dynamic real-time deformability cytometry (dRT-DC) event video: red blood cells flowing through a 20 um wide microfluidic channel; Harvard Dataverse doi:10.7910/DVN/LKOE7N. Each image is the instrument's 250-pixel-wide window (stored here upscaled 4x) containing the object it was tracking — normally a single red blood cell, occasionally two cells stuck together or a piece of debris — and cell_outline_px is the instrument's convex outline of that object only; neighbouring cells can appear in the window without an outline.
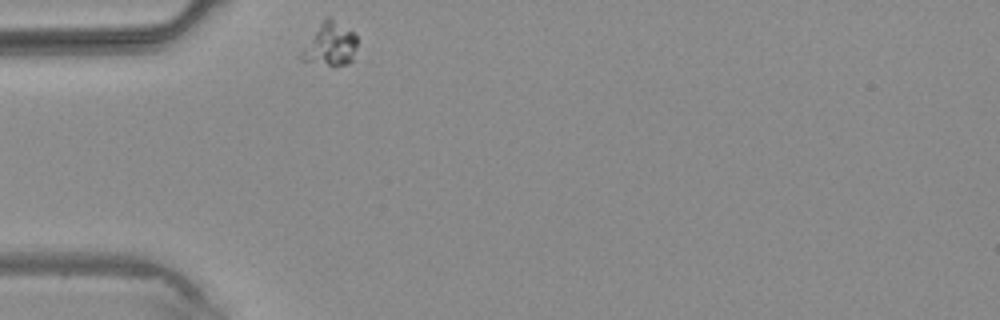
{"species": "common noctule bat (a hibernating species)", "species_latin": "Nyctalus noctula", "temperature_condition": "warm", "stored_images_in_passage": 1, "camera_frame_rate_fps": 3000, "um_per_image_px": 0.085, "animal": {"sex": "male", "body_mass_g": 20.4}, "frame": {"image": 1, "passage_image": 1, "time_ms": 0.0, "image_size_px": [1000, 320], "cell_outline_px": [[356, 48], [352, 60], [348, 64], [328, 64], [300, 60], [300, 52], [320, 24], [328, 16], [332, 16], [356, 32]], "centroid_in_image_um": [28.1, 3.72], "position_along_channel_um": 56.9, "area_um2": 13.87}}